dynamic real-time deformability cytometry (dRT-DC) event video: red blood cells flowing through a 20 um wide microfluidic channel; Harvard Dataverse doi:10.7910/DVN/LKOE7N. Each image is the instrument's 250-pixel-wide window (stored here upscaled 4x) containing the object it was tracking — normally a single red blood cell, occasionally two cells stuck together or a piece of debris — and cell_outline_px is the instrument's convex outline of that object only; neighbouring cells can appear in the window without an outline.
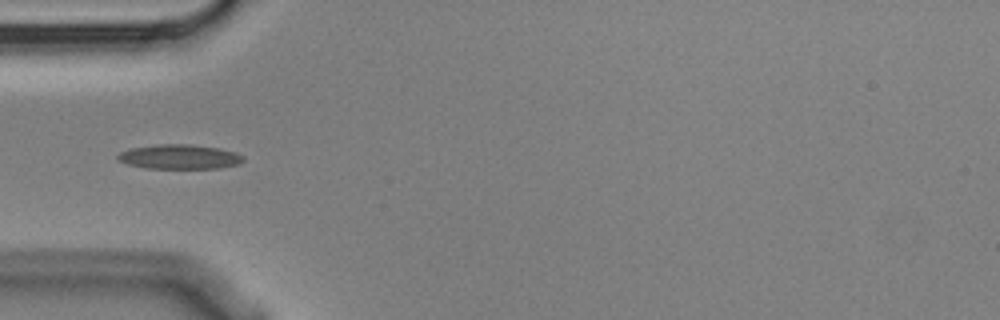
{"species": "Egyptian fruit bat (a non-hibernating species)", "species_latin": "Rousettus aegyptiacus", "temperature_condition": "cold", "stored_images_in_passage": 11, "camera_frame_rate_fps": 3000, "um_per_image_px": 0.085, "animal": {"sex": "male"}, "frame": {"image": 1, "passage_image": 2, "time_ms": 0.333, "image_size_px": [1000, 320], "cell_outline_px": [[244, 160], [240, 164], [220, 168], [144, 168], [128, 164], [116, 160], [116, 156], [120, 152], [132, 148], [160, 144], [188, 144], [220, 148], [236, 152], [244, 156]], "centroid_in_image_um": [15.28, 13.33], "position_along_channel_um": 69.7, "area_um2": 18.03}}
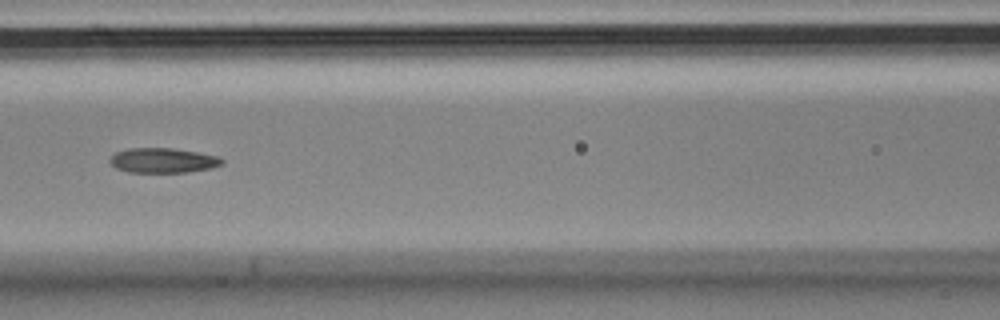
{"frame": {"image": 2, "passage_image": 4, "time_ms": 1.0, "image_size_px": [1000, 320], "cell_outline_px": [[224, 164], [212, 168], [188, 172], [128, 172], [116, 168], [108, 160], [116, 152], [128, 148], [172, 148], [220, 156], [224, 160]], "centroid_in_image_um": [13.89, 13.63], "position_along_channel_um": 152.7, "area_um2": 16.3}}
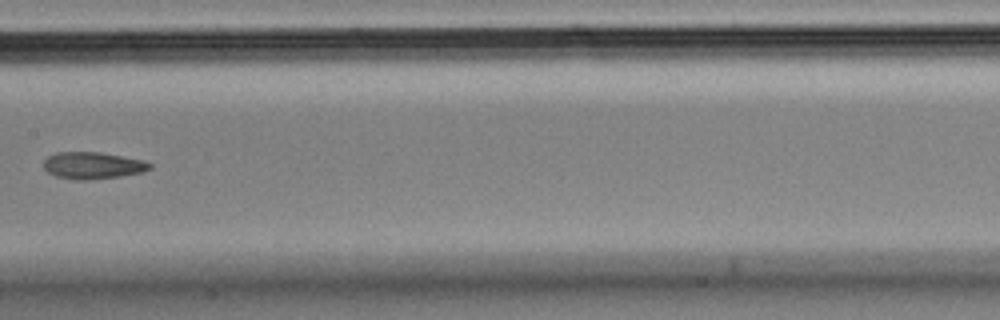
{"frame": {"image": 3, "passage_image": 5, "time_ms": 1.333, "image_size_px": [1000, 320], "cell_outline_px": [[152, 168], [140, 172], [120, 176], [84, 180], [76, 180], [56, 176], [48, 172], [44, 168], [44, 160], [48, 156], [56, 152], [100, 152], [144, 160], [152, 164]], "centroid_in_image_um": [7.87, 14.05], "position_along_channel_um": 199.5, "area_um2": 16.53}}